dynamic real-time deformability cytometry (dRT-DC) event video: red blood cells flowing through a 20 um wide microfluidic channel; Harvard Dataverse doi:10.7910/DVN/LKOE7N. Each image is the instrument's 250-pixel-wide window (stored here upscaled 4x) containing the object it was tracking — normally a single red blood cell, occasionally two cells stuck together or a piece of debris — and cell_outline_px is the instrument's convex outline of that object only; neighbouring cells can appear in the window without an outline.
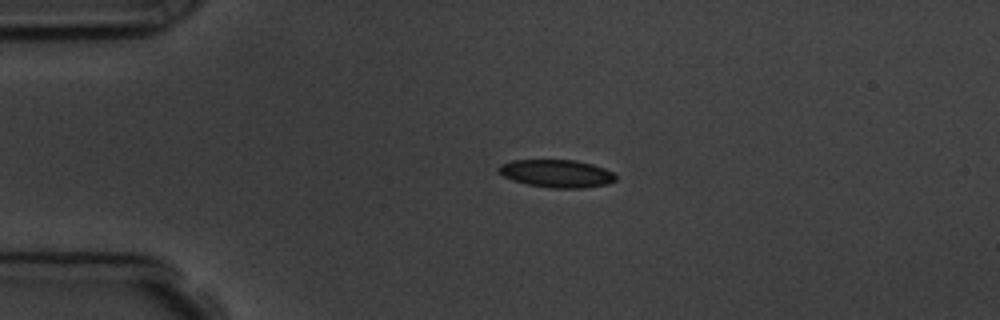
{"species": "common noctule bat (a hibernating species)", "species_latin": "Nyctalus noctula", "temperature_condition": "room temperature", "stored_images_in_passage": 3, "camera_frame_rate_fps": 3000, "um_per_image_px": 0.085, "animal": {"sex": "male", "body_mass_g": 19.5, "forearm_length_mm": 54.6}, "frame": {"image": 1, "passage_image": 2, "time_ms": 1.333, "image_size_px": [1000, 320], "cell_outline_px": [[616, 180], [608, 184], [584, 188], [552, 188], [528, 184], [512, 180], [496, 172], [496, 168], [500, 164], [512, 160], [576, 160], [592, 164], [604, 168], [612, 172], [616, 176]], "centroid_in_image_um": [47.29, 14.74], "position_along_channel_um": 37.7, "area_um2": 19.07}}